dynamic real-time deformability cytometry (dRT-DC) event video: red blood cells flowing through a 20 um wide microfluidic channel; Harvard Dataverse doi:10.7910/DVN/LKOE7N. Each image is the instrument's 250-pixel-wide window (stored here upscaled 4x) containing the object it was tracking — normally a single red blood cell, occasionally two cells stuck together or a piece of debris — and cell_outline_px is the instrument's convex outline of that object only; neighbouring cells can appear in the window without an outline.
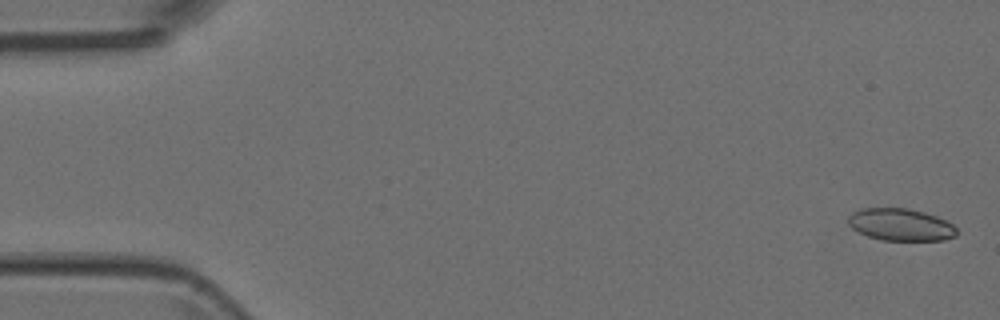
{"species": "Egyptian fruit bat (a non-hibernating species)", "species_latin": "Rousettus aegyptiacus", "temperature_condition": "room temperature", "stored_images_in_passage": 5, "camera_frame_rate_fps": 3000, "um_per_image_px": 0.085, "animal": {"sex": "female"}, "frame": {"image": 1, "passage_image": 1, "time_ms": 0.0, "image_size_px": [1000, 320], "cell_outline_px": [[956, 236], [944, 240], [884, 240], [868, 236], [852, 228], [848, 224], [848, 216], [852, 212], [860, 208], [908, 208], [924, 212], [948, 220], [956, 228]], "centroid_in_image_um": [76.56, 19.08], "position_along_channel_um": 8.4, "area_um2": 20.4}}
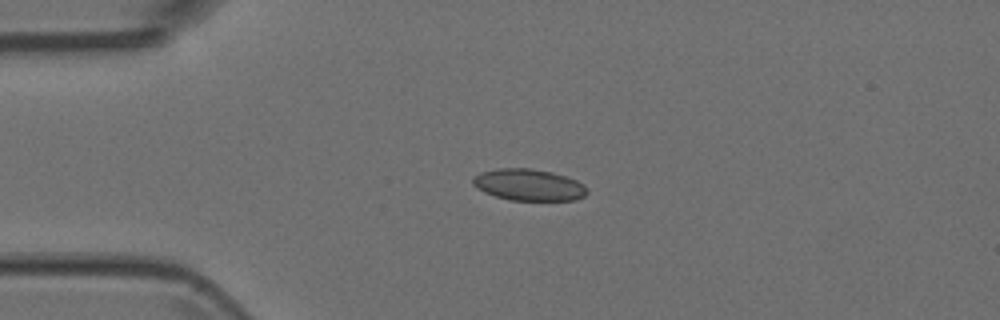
{"frame": {"image": 2, "passage_image": 4, "time_ms": 1.0, "image_size_px": [1000, 320], "cell_outline_px": [[588, 192], [584, 196], [576, 200], [508, 200], [484, 192], [476, 188], [472, 184], [472, 176], [480, 172], [496, 168], [528, 168], [552, 172], [576, 180], [584, 184]], "centroid_in_image_um": [44.9, 15.71], "position_along_channel_um": 40.1, "area_um2": 21.15}}